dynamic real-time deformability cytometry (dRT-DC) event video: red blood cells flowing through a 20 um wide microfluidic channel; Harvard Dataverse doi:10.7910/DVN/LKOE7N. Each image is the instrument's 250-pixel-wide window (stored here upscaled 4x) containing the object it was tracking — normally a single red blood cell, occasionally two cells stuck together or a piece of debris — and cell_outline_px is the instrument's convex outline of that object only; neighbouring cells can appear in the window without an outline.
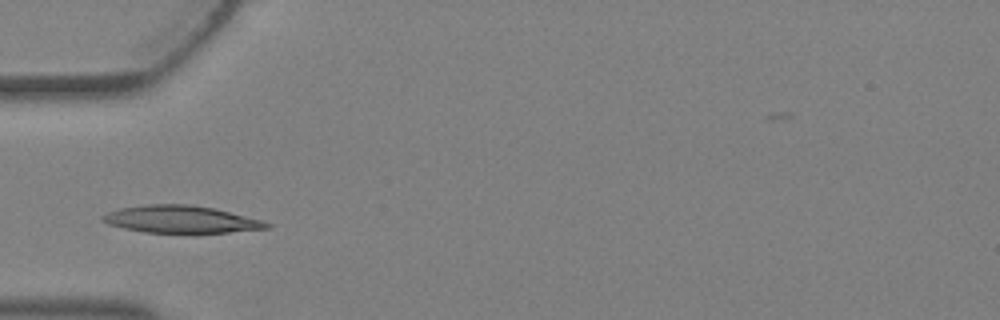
{"species": "Egyptian fruit bat (a non-hibernating species)", "species_latin": "Rousettus aegyptiacus", "temperature_condition": "warm", "stored_images_in_passage": 1, "camera_frame_rate_fps": 3000, "um_per_image_px": 0.085, "animal": {"sex": "female"}, "frame": {"image": 1, "passage_image": 1, "time_ms": 0.0, "image_size_px": [1000, 320], "cell_outline_px": [[272, 228], [228, 232], [144, 232], [124, 228], [108, 224], [100, 220], [100, 216], [108, 212], [120, 208], [144, 204], [188, 204], [212, 208], [260, 220], [272, 224]], "centroid_in_image_um": [15.32, 18.64], "position_along_channel_um": 69.7, "area_um2": 25.78}}